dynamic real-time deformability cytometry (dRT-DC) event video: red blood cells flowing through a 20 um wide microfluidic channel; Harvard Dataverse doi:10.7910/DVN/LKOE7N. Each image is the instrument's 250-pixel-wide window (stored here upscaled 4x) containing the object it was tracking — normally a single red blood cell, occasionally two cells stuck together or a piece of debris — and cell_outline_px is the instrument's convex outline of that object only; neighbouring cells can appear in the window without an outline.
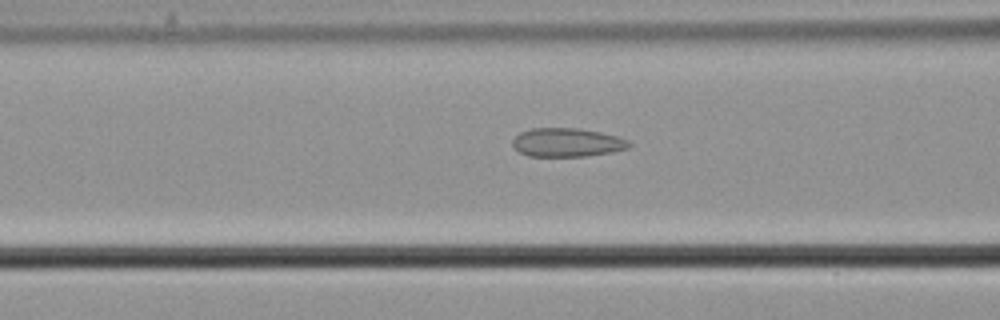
{"species": "common noctule bat (a hibernating species)", "species_latin": "Nyctalus noctula", "temperature_condition": "cold", "stored_images_in_passage": 51, "camera_frame_rate_fps": 3000, "um_per_image_px": 0.085, "animal": {"sex": "male", "body_mass_g": 21.5, "forearm_length_mm": 52.0}, "frame": {"image": 1, "passage_image": 18, "time_ms": 5.667, "image_size_px": [1000, 320], "cell_outline_px": [[632, 144], [628, 148], [612, 152], [588, 156], [528, 156], [520, 152], [512, 144], [512, 140], [520, 132], [532, 128], [580, 128], [600, 132], [616, 136], [628, 140]], "centroid_in_image_um": [48.21, 12.1], "position_along_channel_um": 118.4, "area_um2": 19.48}}
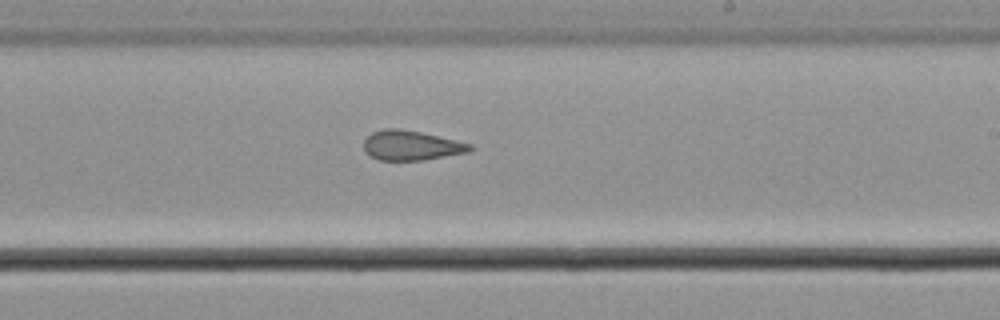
{"frame": {"image": 2, "passage_image": 29, "time_ms": 9.333, "image_size_px": [1000, 320], "cell_outline_px": [[476, 148], [468, 152], [424, 160], [380, 160], [372, 156], [364, 148], [364, 140], [372, 132], [384, 128], [400, 128], [420, 132], [456, 140], [472, 144]], "centroid_in_image_um": [34.99, 12.35], "position_along_channel_um": 254.0, "area_um2": 18.32}}
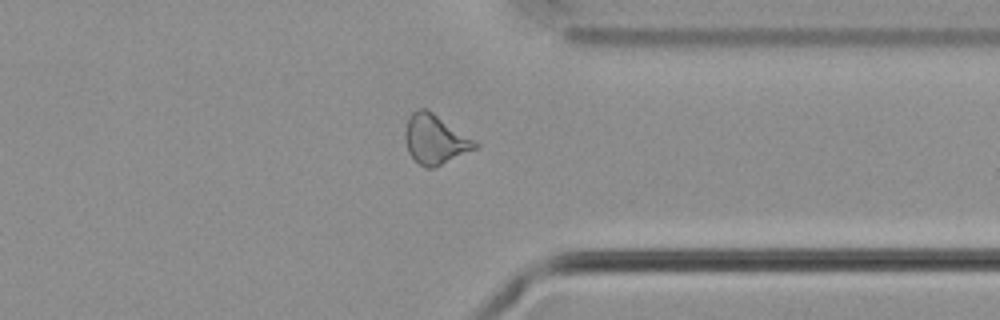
{"frame": {"image": 3, "passage_image": 39, "time_ms": 12.667, "image_size_px": [1000, 320], "cell_outline_px": [[480, 144], [476, 148], [436, 168], [424, 168], [408, 152], [404, 140], [404, 132], [408, 116], [412, 112], [420, 108], [428, 108], [476, 140]], "centroid_in_image_um": [36.98, 11.83], "position_along_channel_um": 374.4, "area_um2": 20.58}, "authors_computed_cell_mechanics": {"area_um2": 19.941, "velocity_mm_per_s": 3.7015, "shape_relaxation_time_tau1_ms": 5.1981, "shape_relaxation_time_tau2_ms": 3.1139, "deformation_change_tau1": 0.0871, "deformation_change_tau2": 0.1017}}